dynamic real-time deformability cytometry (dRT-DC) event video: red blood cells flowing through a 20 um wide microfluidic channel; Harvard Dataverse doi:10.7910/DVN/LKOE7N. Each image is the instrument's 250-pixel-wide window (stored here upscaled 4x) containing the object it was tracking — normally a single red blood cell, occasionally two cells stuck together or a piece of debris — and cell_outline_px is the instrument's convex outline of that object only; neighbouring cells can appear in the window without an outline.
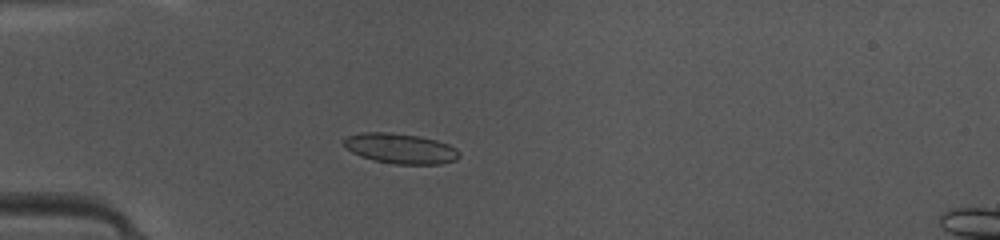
{"species": "common noctule bat (a hibernating species)", "species_latin": "Nyctalus noctula", "temperature_condition": "warm", "stored_images_in_passage": 48, "camera_frame_rate_fps": 3000, "um_per_image_px": 0.085, "animal": {"sex": "female", "body_mass_g": 10.0, "forearm_length_mm": 53.1}, "frame": {"image": 1, "passage_image": 14, "time_ms": 4.333, "image_size_px": [1000, 240], "cell_outline_px": [[460, 156], [456, 160], [440, 164], [396, 164], [372, 160], [360, 156], [352, 152], [344, 144], [344, 140], [348, 136], [360, 132], [392, 132], [420, 136], [436, 140], [448, 144], [456, 148], [460, 152]], "centroid_in_image_um": [34.06, 12.62], "position_along_channel_um": 50.9, "area_um2": 20.4}}
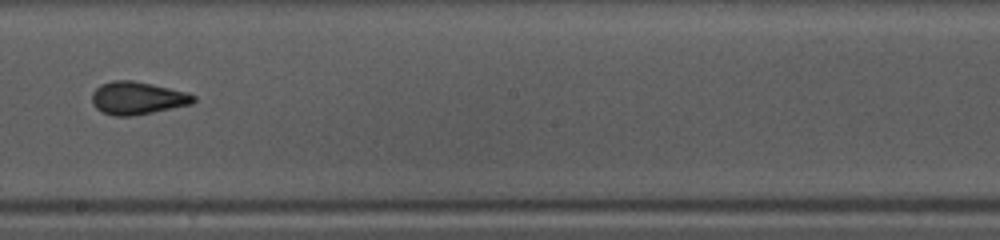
{"frame": {"image": 2, "passage_image": 28, "time_ms": 9.0, "image_size_px": [1000, 240], "cell_outline_px": [[196, 100], [192, 104], [132, 116], [112, 116], [100, 112], [92, 104], [92, 92], [100, 84], [112, 80], [132, 80], [152, 84], [188, 92], [196, 96]], "centroid_in_image_um": [11.66, 8.34], "position_along_channel_um": 236.5, "area_um2": 19.59}}
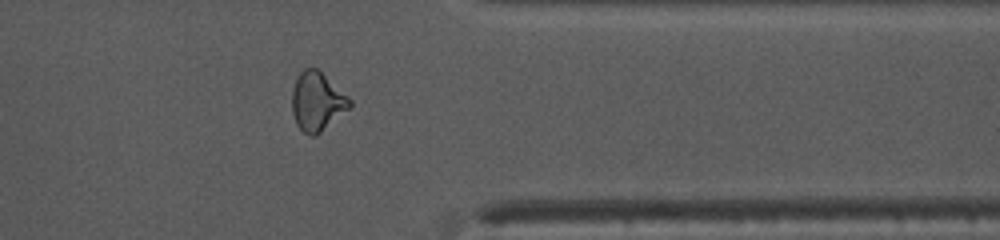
{"frame": {"image": 3, "passage_image": 39, "time_ms": 12.667, "image_size_px": [1000, 240], "cell_outline_px": [[352, 104], [348, 108], [316, 136], [308, 136], [296, 124], [292, 112], [292, 88], [300, 72], [304, 68], [316, 68], [352, 100]], "centroid_in_image_um": [26.92, 8.64], "position_along_channel_um": 384.5, "area_um2": 19.42}, "authors_computed_cell_mechanics": {"area_um2": 19.2474, "velocity_mm_per_s": 4.2122, "shape_relaxation_time_tau1_ms": 5.3034, "shape_relaxation_time_tau2_ms": 1.064, "deformation_change_tau1": 0.1533, "deformation_change_tau2": 0.0769}}